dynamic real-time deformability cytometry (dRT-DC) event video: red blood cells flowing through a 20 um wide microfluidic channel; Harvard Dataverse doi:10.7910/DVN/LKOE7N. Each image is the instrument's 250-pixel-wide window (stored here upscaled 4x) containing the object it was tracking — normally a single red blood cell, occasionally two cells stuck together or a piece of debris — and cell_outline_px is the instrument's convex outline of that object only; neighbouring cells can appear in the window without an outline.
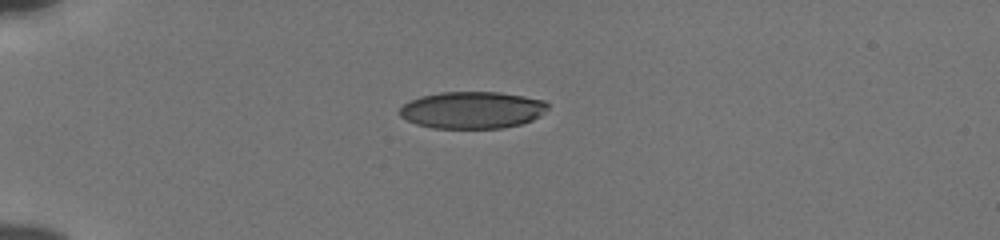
{"species": "human", "species_latin": "Homo sapiens", "temperature_condition": "cold", "stored_images_in_passage": 40, "camera_frame_rate_fps": 3000, "um_per_image_px": 0.085, "donor": {"sex": "male"}, "frame": {"image": 1, "passage_image": 1, "time_ms": 0.0, "image_size_px": [1000, 240], "cell_outline_px": [[548, 108], [540, 116], [532, 120], [520, 124], [504, 128], [432, 128], [416, 124], [400, 116], [400, 108], [404, 104], [420, 96], [440, 92], [500, 92], [524, 96], [544, 100], [548, 104]], "centroid_in_image_um": [40.16, 9.35], "position_along_channel_um": 44.8, "area_um2": 31.96}}
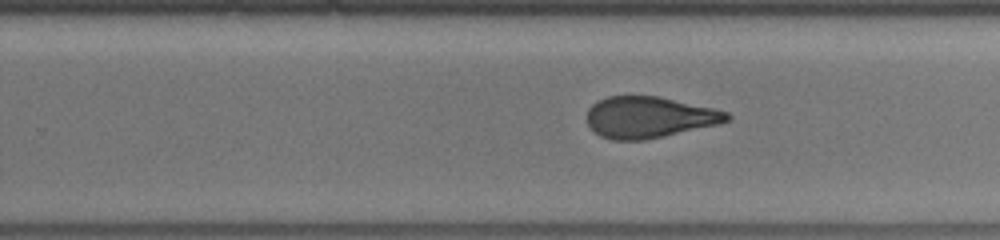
{"frame": {"image": 2, "passage_image": 22, "time_ms": 7.0, "image_size_px": [1000, 240], "cell_outline_px": [[732, 116], [728, 120], [720, 124], [664, 136], [644, 140], [612, 140], [600, 136], [588, 124], [588, 108], [592, 104], [608, 96], [660, 96], [712, 108], [728, 112]], "centroid_in_image_um": [55.19, 9.97], "position_along_channel_um": 274.6, "area_um2": 33.58}}
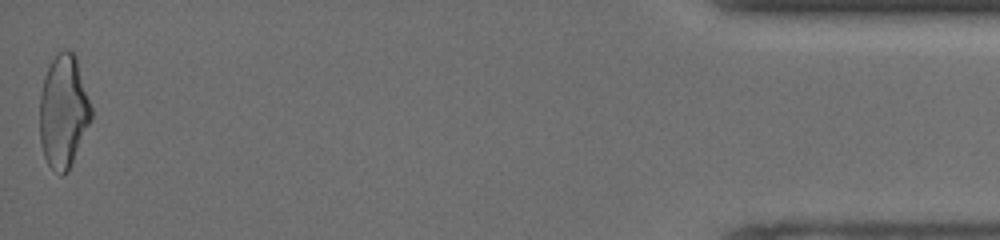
{"frame": {"image": 3, "passage_image": 40, "time_ms": 13.0, "image_size_px": [1000, 240], "cell_outline_px": [[92, 120], [68, 168], [60, 176], [48, 164], [44, 156], [40, 144], [40, 96], [44, 76], [52, 60], [64, 48], [68, 48], [76, 56], [92, 108]], "centroid_in_image_um": [5.39, 9.44], "position_along_channel_um": 429.8, "area_um2": 33.64}, "authors_computed_cell_mechanics": {"area_um2": 34.3332, "velocity_mm_per_s": 3.8715, "shape_relaxation_time_tau1_ms": 5.6068, "shape_relaxation_time_tau2_ms": 1.358, "deformation_change_tau1": 0.188, "deformation_change_tau2": 0.0802}}